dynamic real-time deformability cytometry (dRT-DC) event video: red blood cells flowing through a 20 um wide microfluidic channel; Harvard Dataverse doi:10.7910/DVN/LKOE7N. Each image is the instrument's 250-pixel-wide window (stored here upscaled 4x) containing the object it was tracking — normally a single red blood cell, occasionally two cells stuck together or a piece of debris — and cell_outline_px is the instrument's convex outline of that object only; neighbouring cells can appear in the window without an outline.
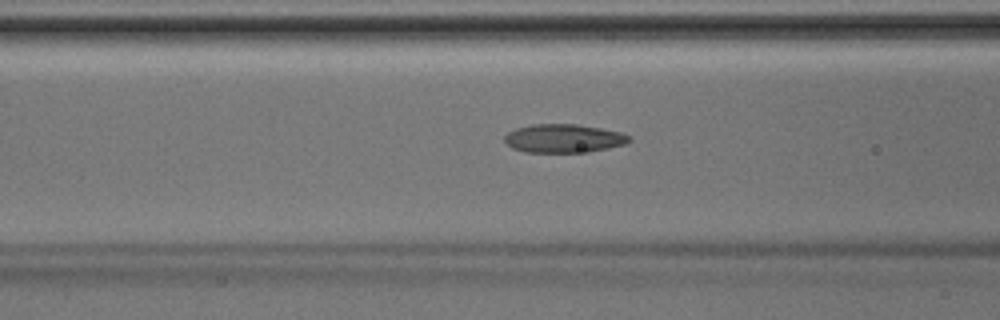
{"species": "Egyptian fruit bat (a non-hibernating species)", "species_latin": "Rousettus aegyptiacus", "temperature_condition": "room temperature", "stored_images_in_passage": 19, "camera_frame_rate_fps": 3000, "um_per_image_px": 0.085, "animal": {"sex": "male"}, "frame": {"image": 1, "passage_image": 14, "time_ms": 4.333, "image_size_px": [1000, 320], "cell_outline_px": [[632, 140], [624, 144], [608, 148], [588, 152], [528, 152], [512, 148], [504, 140], [504, 136], [508, 132], [516, 128], [532, 124], [576, 124], [600, 128], [620, 132], [632, 136]], "centroid_in_image_um": [47.92, 11.76], "position_along_channel_um": 118.7, "area_um2": 20.69}}
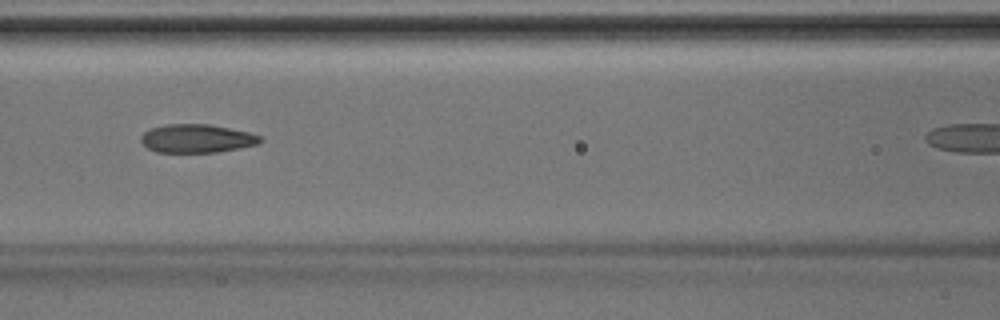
{"frame": {"image": 2, "passage_image": 16, "time_ms": 5.0, "image_size_px": [1000, 320], "cell_outline_px": [[264, 140], [256, 144], [240, 148], [216, 152], [156, 152], [148, 148], [140, 140], [140, 136], [144, 132], [152, 128], [168, 124], [208, 124], [248, 132], [260, 136]], "centroid_in_image_um": [16.72, 11.77], "position_along_channel_um": 149.9, "area_um2": 19.59}}